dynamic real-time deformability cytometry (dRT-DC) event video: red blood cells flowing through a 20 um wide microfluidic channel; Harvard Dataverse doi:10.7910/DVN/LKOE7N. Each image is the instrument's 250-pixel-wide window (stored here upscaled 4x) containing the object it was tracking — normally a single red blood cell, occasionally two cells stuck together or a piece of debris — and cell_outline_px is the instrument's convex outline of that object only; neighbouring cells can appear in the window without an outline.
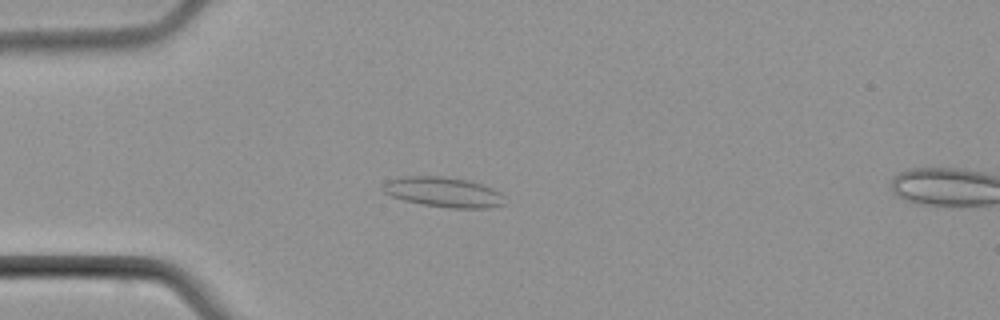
{"species": "common noctule bat (a hibernating species)", "species_latin": "Nyctalus noctula", "temperature_condition": "cold", "stored_images_in_passage": 5, "camera_frame_rate_fps": 3000, "um_per_image_px": 0.085, "animal": {"sex": "male", "body_mass_g": 21.5, "forearm_length_mm": 52.0}, "frame": {"image": 1, "passage_image": 4, "time_ms": 3.667, "image_size_px": [1000, 320], "cell_outline_px": [[504, 204], [488, 208], [448, 208], [420, 204], [404, 200], [392, 196], [384, 192], [380, 188], [380, 184], [384, 180], [404, 176], [440, 176], [468, 180], [492, 188], [500, 192], [504, 196]], "centroid_in_image_um": [37.63, 16.32], "position_along_channel_um": 47.4, "area_um2": 21.56}}